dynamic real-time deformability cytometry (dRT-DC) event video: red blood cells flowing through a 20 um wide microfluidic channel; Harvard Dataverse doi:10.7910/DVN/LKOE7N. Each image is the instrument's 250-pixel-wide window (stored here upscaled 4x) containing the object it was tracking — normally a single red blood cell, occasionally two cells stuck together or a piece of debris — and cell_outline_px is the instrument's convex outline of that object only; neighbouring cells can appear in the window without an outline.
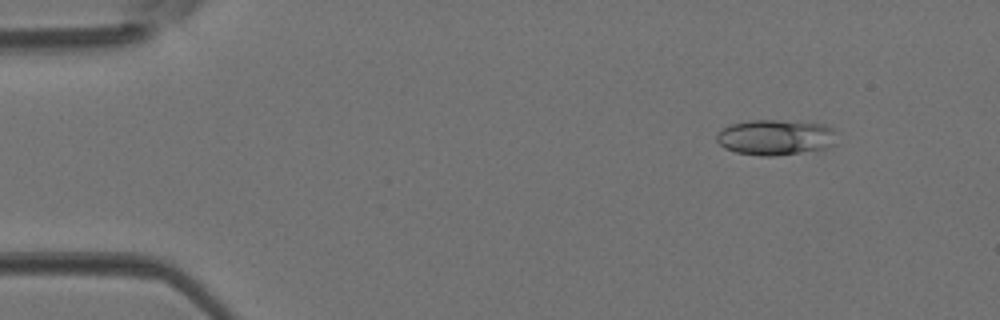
{"species": "Egyptian fruit bat (a non-hibernating species)", "species_latin": "Rousettus aegyptiacus", "temperature_condition": "room temperature", "stored_images_in_passage": 41, "camera_frame_rate_fps": 3000, "um_per_image_px": 0.085, "animal": {"sex": "female"}, "frame": {"image": 1, "passage_image": 5, "time_ms": 1.333, "image_size_px": [1000, 320], "cell_outline_px": [[836, 144], [828, 148], [776, 156], [760, 156], [736, 152], [724, 148], [716, 140], [716, 136], [724, 128], [732, 124], [748, 120], [776, 120], [824, 124], [832, 128]], "centroid_in_image_um": [65.92, 11.68], "position_along_channel_um": 19.1, "area_um2": 24.8}}
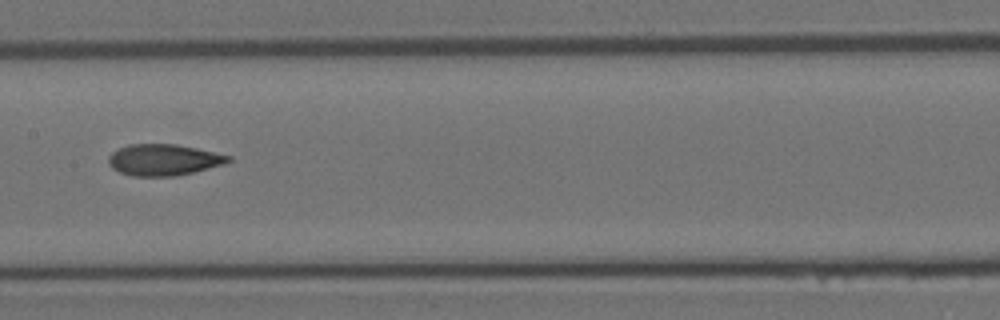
{"frame": {"image": 2, "passage_image": 22, "time_ms": 7.0, "image_size_px": [1000, 320], "cell_outline_px": [[232, 160], [224, 164], [176, 176], [132, 176], [120, 172], [112, 168], [108, 164], [108, 156], [112, 152], [128, 144], [176, 144], [196, 148], [232, 156]], "centroid_in_image_um": [13.89, 13.58], "position_along_channel_um": 193.5, "area_um2": 21.85}}
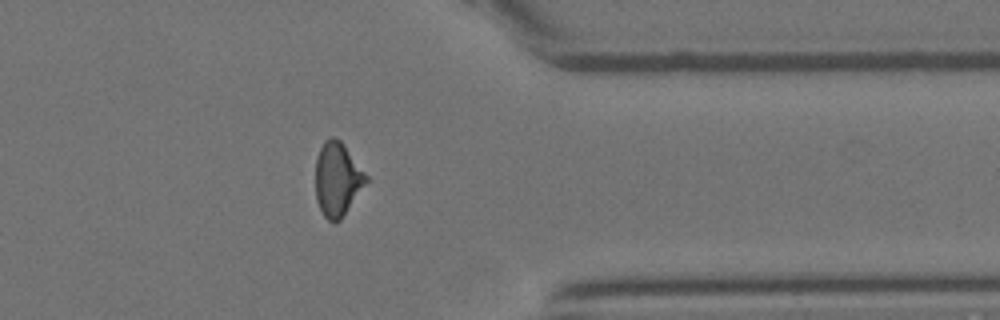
{"frame": {"image": 3, "passage_image": 35, "time_ms": 11.333, "image_size_px": [1000, 320], "cell_outline_px": [[368, 180], [340, 220], [336, 224], [328, 220], [324, 216], [316, 200], [316, 156], [324, 140], [332, 136], [340, 140], [344, 144], [368, 176]], "centroid_in_image_um": [28.67, 15.22], "position_along_channel_um": 382.7, "area_um2": 21.68}}